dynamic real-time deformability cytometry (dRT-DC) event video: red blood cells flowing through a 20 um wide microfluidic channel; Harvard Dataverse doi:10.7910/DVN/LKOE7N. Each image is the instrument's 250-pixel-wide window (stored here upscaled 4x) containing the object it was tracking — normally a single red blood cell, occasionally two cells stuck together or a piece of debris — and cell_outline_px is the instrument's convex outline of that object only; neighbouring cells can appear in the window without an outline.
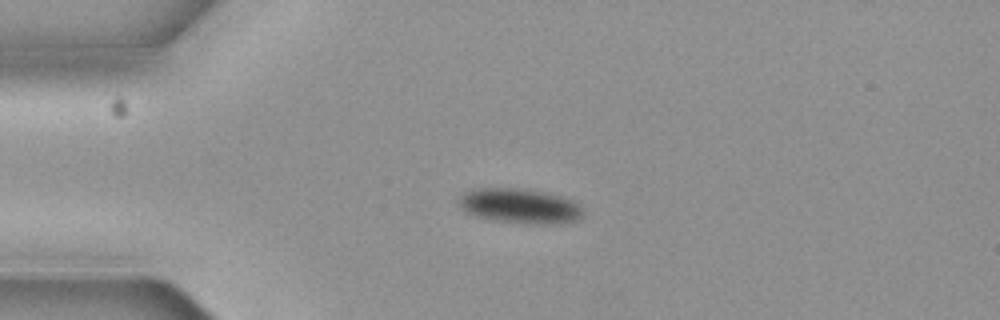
{"species": "common noctule bat (a hibernating species)", "species_latin": "Nyctalus noctula", "temperature_condition": "cold", "stored_images_in_passage": 5, "camera_frame_rate_fps": 3000, "um_per_image_px": 0.085, "animal": {"sex": "female", "body_mass_g": 19.3, "forearm_length_mm": 54.1}, "frame": {"image": 1, "passage_image": 3, "time_ms": 0.667, "image_size_px": [1000, 320], "cell_outline_px": [[584, 212], [576, 220], [548, 224], [532, 224], [496, 220], [476, 216], [464, 212], [456, 204], [456, 200], [464, 192], [476, 188], [516, 188], [544, 192], [560, 196], [572, 200], [580, 204]], "centroid_in_image_um": [44.12, 17.5], "position_along_channel_um": 40.9, "area_um2": 25.26}}
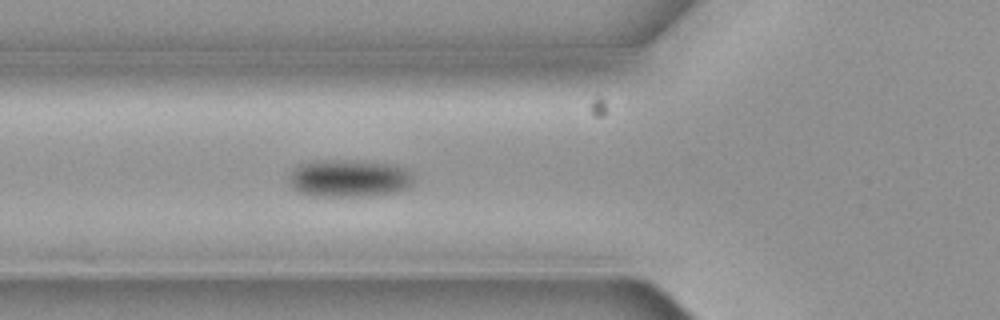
{"frame": {"image": 2, "passage_image": 5, "time_ms": 1.333, "image_size_px": [1000, 320], "cell_outline_px": [[416, 180], [408, 188], [396, 192], [364, 196], [312, 196], [300, 192], [292, 188], [288, 180], [288, 176], [292, 168], [296, 164], [312, 160], [364, 160], [396, 164], [408, 168], [412, 172]], "centroid_in_image_um": [29.68, 15.13], "position_along_channel_um": 96.1, "area_um2": 28.26}}